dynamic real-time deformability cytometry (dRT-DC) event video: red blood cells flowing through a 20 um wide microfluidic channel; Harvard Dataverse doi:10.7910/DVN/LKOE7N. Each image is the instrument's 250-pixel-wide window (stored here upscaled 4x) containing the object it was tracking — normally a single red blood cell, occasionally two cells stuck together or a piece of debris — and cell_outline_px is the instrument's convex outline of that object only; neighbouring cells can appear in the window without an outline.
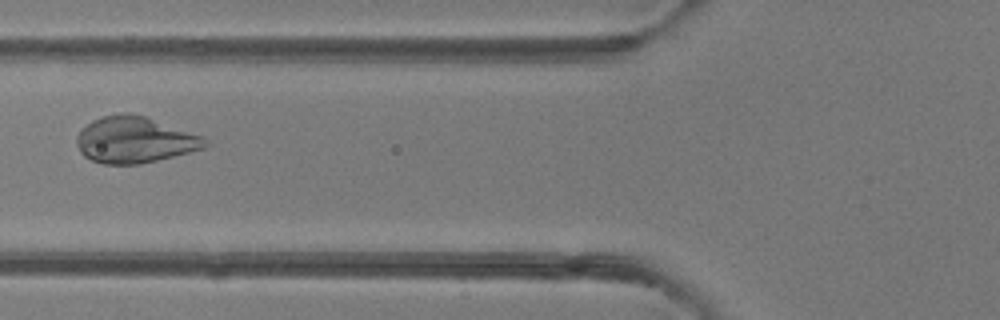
{"species": "common noctule bat (a hibernating species)", "species_latin": "Nyctalus noctula", "temperature_condition": "room temperature", "stored_images_in_passage": 6, "camera_frame_rate_fps": 3000, "um_per_image_px": 0.085, "animal": {"sex": "female"}, "frame": {"image": 1, "passage_image": 5, "time_ms": 5.333, "image_size_px": [1000, 320], "cell_outline_px": [[208, 144], [204, 148], [140, 164], [104, 164], [92, 160], [84, 156], [80, 152], [76, 144], [76, 136], [92, 120], [104, 116], [120, 112], [128, 112], [144, 116], [200, 136], [208, 140]], "centroid_in_image_um": [11.4, 11.89], "position_along_channel_um": 114.4, "area_um2": 34.1}}
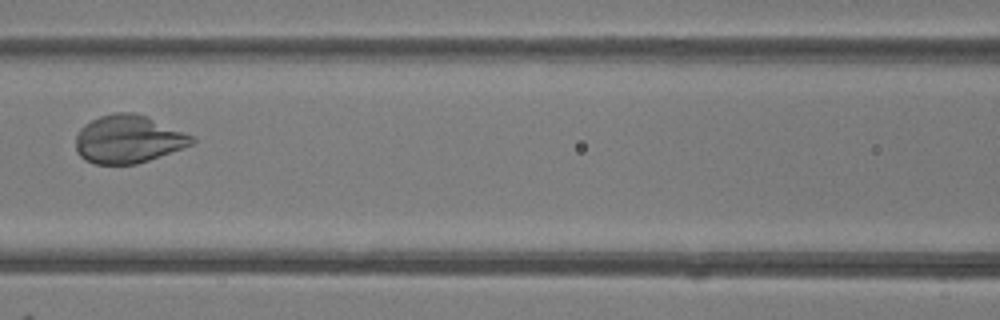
{"frame": {"image": 2, "passage_image": 6, "time_ms": 6.333, "image_size_px": [1000, 320], "cell_outline_px": [[196, 140], [192, 144], [184, 148], [136, 164], [96, 164], [84, 160], [76, 152], [76, 136], [80, 128], [84, 124], [100, 116], [116, 112], [132, 112], [144, 116], [196, 136]], "centroid_in_image_um": [10.9, 11.84], "position_along_channel_um": 155.7, "area_um2": 32.43}}